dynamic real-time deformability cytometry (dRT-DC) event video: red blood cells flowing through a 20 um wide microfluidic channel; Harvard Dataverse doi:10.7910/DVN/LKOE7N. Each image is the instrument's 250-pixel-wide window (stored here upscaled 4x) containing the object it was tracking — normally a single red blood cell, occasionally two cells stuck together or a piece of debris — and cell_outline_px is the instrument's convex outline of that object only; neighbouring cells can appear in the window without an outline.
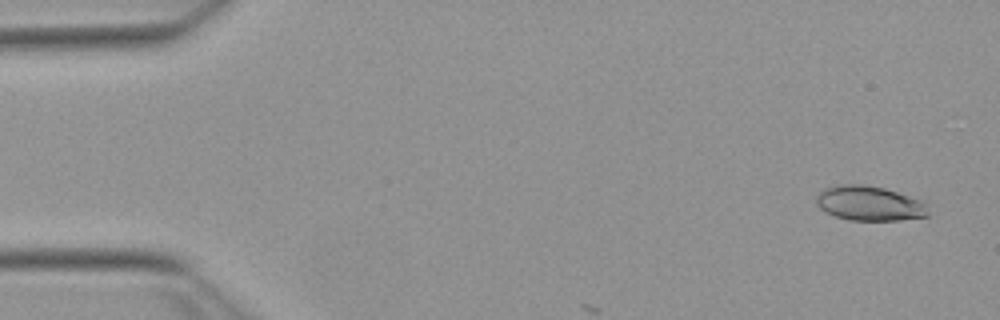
{"species": "Egyptian fruit bat (a non-hibernating species)", "species_latin": "Rousettus aegyptiacus", "temperature_condition": "warm", "stored_images_in_passage": 9, "camera_frame_rate_fps": 3000, "um_per_image_px": 0.085, "animal": {"sex": "female"}, "frame": {"image": 1, "passage_image": 3, "time_ms": 0.667, "image_size_px": [1000, 320], "cell_outline_px": [[928, 216], [900, 220], [848, 220], [824, 212], [816, 204], [816, 196], [824, 188], [840, 184], [864, 184], [884, 188], [920, 200], [928, 204]], "centroid_in_image_um": [73.88, 17.29], "position_along_channel_um": 11.1, "area_um2": 22.72}}